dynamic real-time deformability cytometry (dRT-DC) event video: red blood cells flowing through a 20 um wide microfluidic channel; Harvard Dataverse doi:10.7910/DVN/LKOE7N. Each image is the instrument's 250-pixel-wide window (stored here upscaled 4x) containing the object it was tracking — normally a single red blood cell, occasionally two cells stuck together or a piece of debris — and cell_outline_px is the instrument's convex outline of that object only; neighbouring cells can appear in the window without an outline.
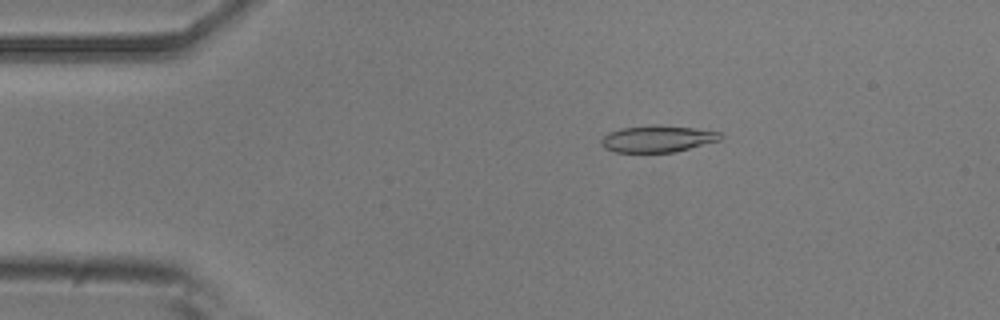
{"species": "common noctule bat (a hibernating species)", "species_latin": "Nyctalus noctula", "temperature_condition": "room temperature", "stored_images_in_passage": 51, "camera_frame_rate_fps": 3000, "um_per_image_px": 0.085, "animal": {"sex": "male", "body_mass_g": 20.5, "forearm_length_mm": 52.5}, "frame": {"image": 1, "passage_image": 9, "time_ms": 2.667, "image_size_px": [1000, 320], "cell_outline_px": [[724, 136], [720, 140], [676, 152], [616, 152], [604, 148], [600, 144], [600, 140], [608, 132], [620, 128], [692, 128], [720, 132]], "centroid_in_image_um": [55.88, 11.85], "position_along_channel_um": 29.1, "area_um2": 17.63}}
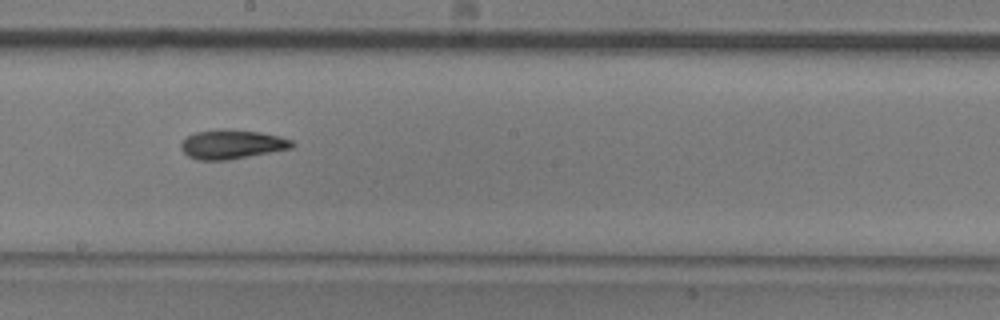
{"frame": {"image": 2, "passage_image": 28, "time_ms": 9.0, "image_size_px": [1000, 320], "cell_outline_px": [[296, 144], [292, 148], [228, 160], [196, 160], [188, 156], [180, 148], [180, 144], [188, 136], [196, 132], [216, 128], [224, 128], [260, 132], [280, 136], [292, 140]], "centroid_in_image_um": [19.71, 12.26], "position_along_channel_um": 228.5, "area_um2": 19.07}}
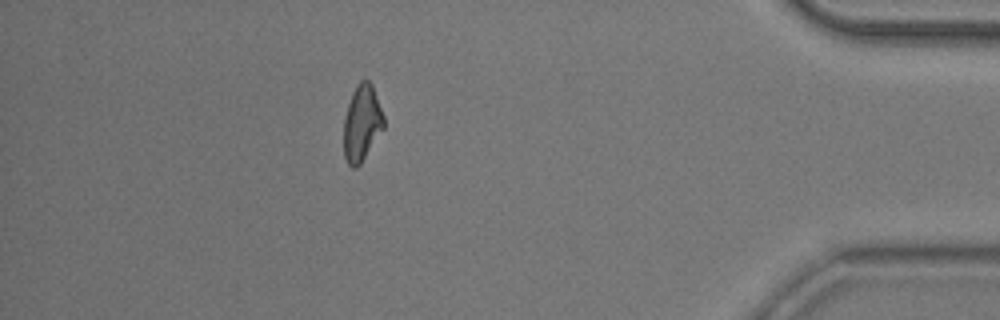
{"frame": {"image": 3, "passage_image": 45, "time_ms": 14.667, "image_size_px": [1000, 320], "cell_outline_px": [[384, 128], [360, 164], [356, 168], [352, 168], [348, 164], [344, 156], [344, 116], [352, 92], [356, 84], [360, 80], [368, 80], [372, 84], [384, 116]], "centroid_in_image_um": [30.75, 10.45], "position_along_channel_um": 404.4, "area_um2": 17.8}, "authors_computed_cell_mechanics": {"area_um2": 18.3226, "velocity_mm_per_s": 3.9375, "shape_relaxation_time_tau1_ms": 5.4305, "shape_relaxation_time_tau2_ms": 4.3701, "deformation_change_tau1": 0.1592, "deformation_change_tau2": 0.1283}}